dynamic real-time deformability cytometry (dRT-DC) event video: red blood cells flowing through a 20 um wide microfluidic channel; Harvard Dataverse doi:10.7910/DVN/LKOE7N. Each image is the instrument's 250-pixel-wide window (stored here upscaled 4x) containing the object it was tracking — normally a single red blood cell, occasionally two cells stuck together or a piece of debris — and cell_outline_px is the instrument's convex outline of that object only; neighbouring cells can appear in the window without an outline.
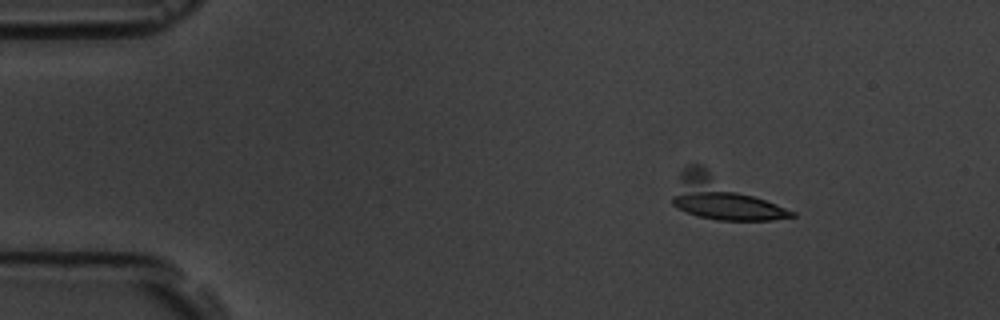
{"species": "common noctule bat (a hibernating species)", "species_latin": "Nyctalus noctula", "temperature_condition": "room temperature", "stored_images_in_passage": 6, "camera_frame_rate_fps": 3000, "um_per_image_px": 0.085, "animal": {"sex": "male", "body_mass_g": 19.5, "forearm_length_mm": 54.6}, "frame": {"image": 1, "passage_image": 4, "time_ms": 3.667, "image_size_px": [1000, 320], "cell_outline_px": [[796, 216], [772, 220], [716, 220], [700, 216], [688, 212], [672, 204], [672, 196], [680, 172], [688, 164], [700, 164], [796, 212]], "centroid_in_image_um": [61.43, 16.8], "position_along_channel_um": 23.6, "area_um2": 29.65}}